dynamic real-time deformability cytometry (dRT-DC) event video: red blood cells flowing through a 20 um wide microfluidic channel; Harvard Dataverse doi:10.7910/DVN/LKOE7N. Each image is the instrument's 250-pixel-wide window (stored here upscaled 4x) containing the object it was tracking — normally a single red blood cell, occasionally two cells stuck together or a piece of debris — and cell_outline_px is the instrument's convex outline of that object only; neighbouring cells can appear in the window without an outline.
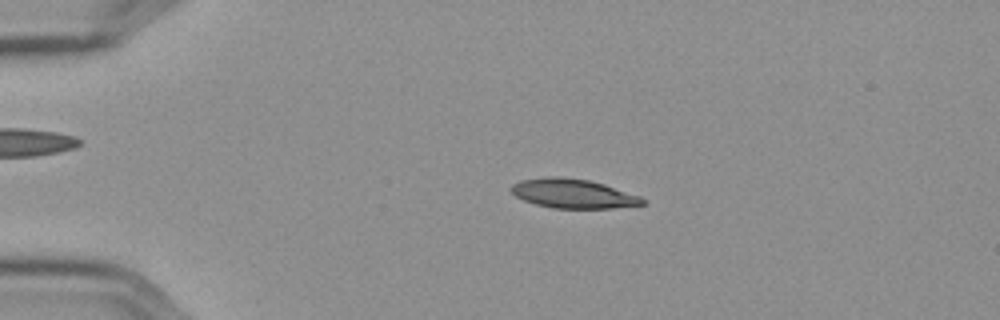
{"species": "Egyptian fruit bat (a non-hibernating species)", "species_latin": "Rousettus aegyptiacus", "temperature_condition": "cold", "stored_images_in_passage": 56, "camera_frame_rate_fps": 3000, "um_per_image_px": 0.085, "frame": {"image": 1, "passage_image": 12, "time_ms": 3.667, "image_size_px": [1000, 320], "cell_outline_px": [[648, 204], [612, 208], [552, 208], [536, 204], [524, 200], [516, 196], [508, 188], [512, 184], [520, 180], [548, 176], [560, 176], [588, 180], [604, 184], [640, 196]], "centroid_in_image_um": [48.69, 16.45], "position_along_channel_um": 36.3, "area_um2": 22.43}}
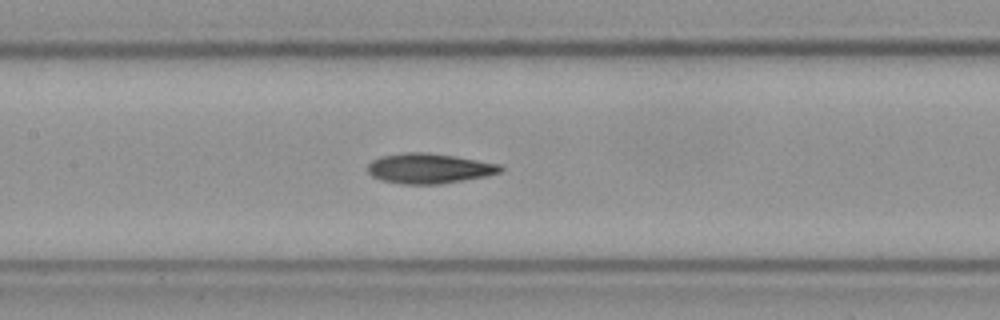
{"frame": {"image": 2, "passage_image": 27, "time_ms": 8.667, "image_size_px": [1000, 320], "cell_outline_px": [[504, 168], [500, 172], [488, 176], [440, 184], [400, 184], [380, 180], [372, 176], [368, 172], [368, 164], [372, 160], [380, 156], [404, 152], [428, 152], [456, 156], [500, 164]], "centroid_in_image_um": [36.47, 14.31], "position_along_channel_um": 170.9, "area_um2": 23.52}}
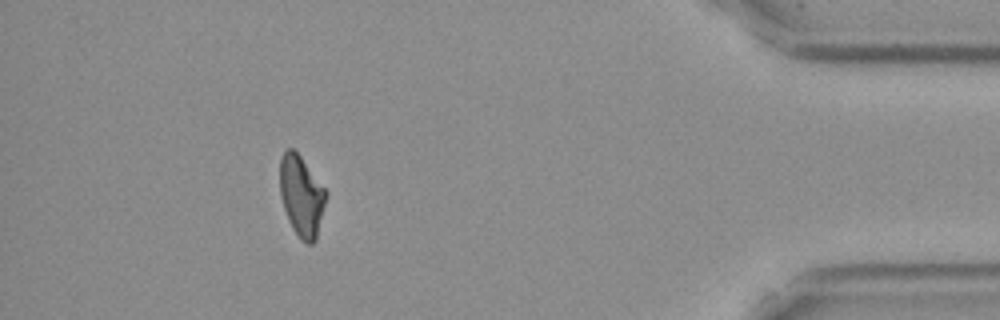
{"frame": {"image": 3, "passage_image": 51, "time_ms": 16.667, "image_size_px": [1000, 320], "cell_outline_px": [[328, 196], [316, 240], [312, 244], [308, 244], [292, 228], [288, 220], [284, 208], [280, 192], [280, 156], [288, 148], [292, 148], [300, 156], [328, 192]], "centroid_in_image_um": [25.64, 16.65], "position_along_channel_um": 409.6, "area_um2": 21.62}, "authors_computed_cell_mechanics": {"area_um2": 22.2241, "velocity_mm_per_s": 3.596, "shape_relaxation_time_tau1_ms": 7.1092, "shape_relaxation_time_tau2_ms": 4.5314, "deformation_change_tau1": 0.1726, "deformation_change_tau2": 0.1075}}